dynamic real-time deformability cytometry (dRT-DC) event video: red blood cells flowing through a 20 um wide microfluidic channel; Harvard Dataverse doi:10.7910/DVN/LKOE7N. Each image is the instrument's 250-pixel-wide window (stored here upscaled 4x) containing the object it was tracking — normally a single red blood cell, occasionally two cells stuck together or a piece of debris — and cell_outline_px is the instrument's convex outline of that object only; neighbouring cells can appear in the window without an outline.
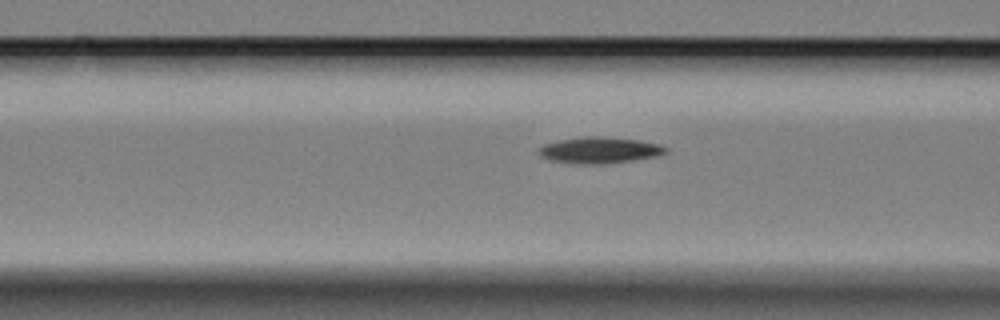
{"species": "Egyptian fruit bat (a non-hibernating species)", "species_latin": "Rousettus aegyptiacus", "temperature_condition": "cold", "stored_images_in_passage": 17, "camera_frame_rate_fps": 3000, "um_per_image_px": 0.085, "animal": {"sex": "female"}, "frame": {"image": 1, "passage_image": 15, "time_ms": 4.667, "image_size_px": [1000, 320], "cell_outline_px": [[668, 152], [656, 156], [608, 164], [572, 164], [552, 160], [540, 156], [540, 148], [544, 144], [560, 140], [584, 136], [596, 136], [640, 140], [660, 144], [668, 148]], "centroid_in_image_um": [50.99, 12.77], "position_along_channel_um": 115.6, "area_um2": 19.42}}